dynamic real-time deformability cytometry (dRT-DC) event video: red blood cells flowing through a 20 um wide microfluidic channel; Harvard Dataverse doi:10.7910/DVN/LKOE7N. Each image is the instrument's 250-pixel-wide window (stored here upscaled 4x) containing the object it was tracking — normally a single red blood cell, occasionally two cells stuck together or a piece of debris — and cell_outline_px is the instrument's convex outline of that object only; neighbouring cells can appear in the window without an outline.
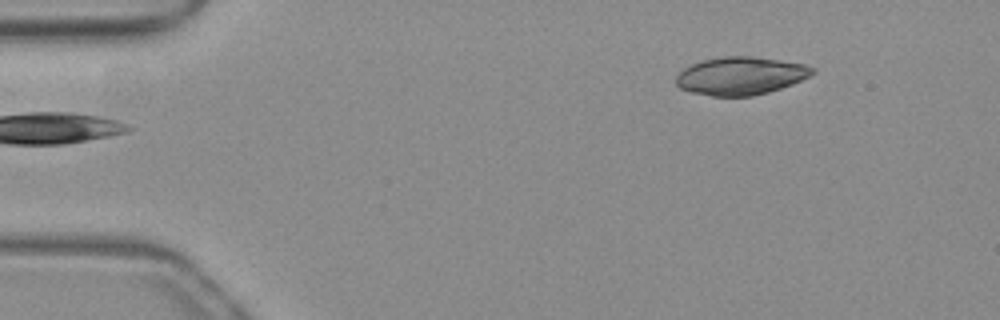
{"species": "common noctule bat (a hibernating species)", "species_latin": "Nyctalus noctula", "temperature_condition": "warm", "stored_images_in_passage": 46, "camera_frame_rate_fps": 3000, "um_per_image_px": 0.085, "animal": {"sex": "female", "body_mass_g": 19.3, "forearm_length_mm": 54.1}, "frame": {"image": 1, "passage_image": 1, "time_ms": 0.0, "image_size_px": [1000, 320], "cell_outline_px": [[816, 72], [792, 84], [768, 92], [752, 96], [712, 96], [692, 92], [680, 88], [676, 84], [676, 76], [684, 68], [700, 60], [720, 56], [752, 56], [780, 60], [804, 64], [816, 68]], "centroid_in_image_um": [62.94, 6.43], "position_along_channel_um": 22.1, "area_um2": 30.17}}